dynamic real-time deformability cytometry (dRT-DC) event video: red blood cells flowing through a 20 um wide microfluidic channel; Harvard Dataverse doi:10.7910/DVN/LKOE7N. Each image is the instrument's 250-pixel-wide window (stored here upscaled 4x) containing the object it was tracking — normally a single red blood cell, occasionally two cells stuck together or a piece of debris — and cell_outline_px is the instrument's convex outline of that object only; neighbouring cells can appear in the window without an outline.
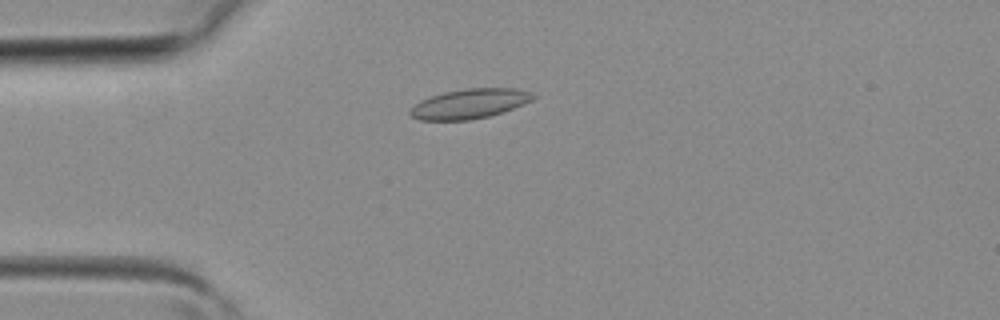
{"species": "common noctule bat (a hibernating species)", "species_latin": "Nyctalus noctula", "temperature_condition": "room temperature", "stored_images_in_passage": 3, "camera_frame_rate_fps": 3000, "um_per_image_px": 0.085, "animal": {"sex": "female", "body_mass_g": 19.3, "forearm_length_mm": 54.1}, "frame": {"image": 1, "passage_image": 3, "time_ms": 0.667, "image_size_px": [1000, 320], "cell_outline_px": [[536, 96], [532, 100], [512, 108], [488, 116], [468, 120], [420, 120], [412, 116], [408, 112], [420, 100], [444, 92], [468, 88], [516, 88], [532, 92]], "centroid_in_image_um": [39.92, 8.81], "position_along_channel_um": 45.1, "area_um2": 20.98}}